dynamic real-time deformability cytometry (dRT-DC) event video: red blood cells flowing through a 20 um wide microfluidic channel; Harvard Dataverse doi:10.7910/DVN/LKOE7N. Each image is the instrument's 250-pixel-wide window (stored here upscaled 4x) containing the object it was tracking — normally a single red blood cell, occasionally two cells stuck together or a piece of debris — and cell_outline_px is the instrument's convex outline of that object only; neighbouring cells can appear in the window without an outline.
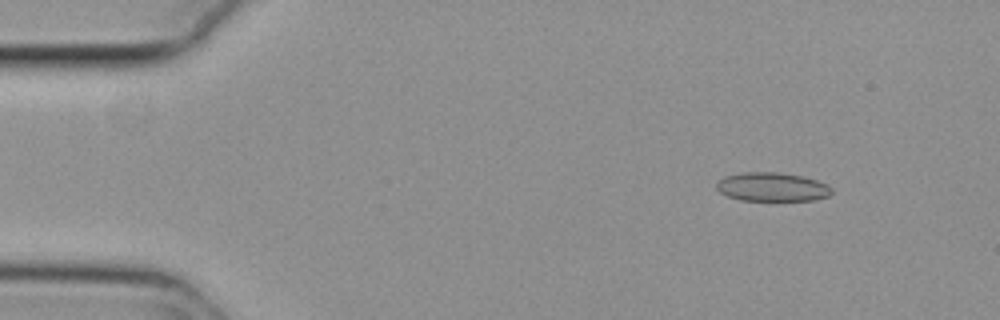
{"species": "common noctule bat (a hibernating species)", "species_latin": "Nyctalus noctula", "temperature_condition": "cold", "stored_images_in_passage": 55, "camera_frame_rate_fps": 3000, "um_per_image_px": 0.085, "animal": {"sex": "female", "body_mass_g": 29.2, "forearm_length_mm": 56.3}, "frame": {"image": 1, "passage_image": 6, "time_ms": 1.667, "image_size_px": [1000, 320], "cell_outline_px": [[832, 192], [828, 196], [812, 200], [740, 200], [728, 196], [720, 192], [716, 188], [716, 184], [724, 176], [744, 172], [780, 172], [804, 176], [816, 180], [832, 188]], "centroid_in_image_um": [65.62, 15.88], "position_along_channel_um": 19.4, "area_um2": 19.25}}